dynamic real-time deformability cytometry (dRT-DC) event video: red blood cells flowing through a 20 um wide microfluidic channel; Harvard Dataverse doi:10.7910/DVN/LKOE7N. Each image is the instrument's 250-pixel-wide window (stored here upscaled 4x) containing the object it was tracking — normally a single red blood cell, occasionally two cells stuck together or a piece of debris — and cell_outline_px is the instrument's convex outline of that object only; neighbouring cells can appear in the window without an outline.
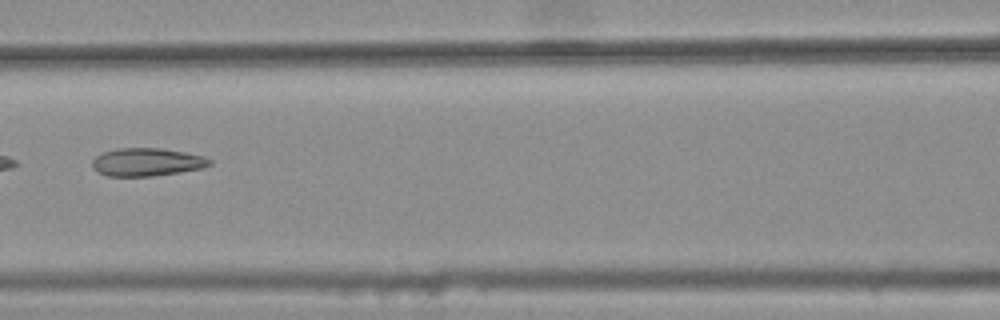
{"species": "common noctule bat (a hibernating species)", "species_latin": "Nyctalus noctula", "temperature_condition": "warm", "stored_images_in_passage": 3, "camera_frame_rate_fps": 3000, "um_per_image_px": 0.085, "animal": {"sex": "female", "body_mass_g": 25.1}, "frame": {"image": 1, "passage_image": 3, "time_ms": 0.667, "image_size_px": [1000, 320], "cell_outline_px": [[212, 164], [204, 168], [180, 172], [152, 176], [108, 176], [96, 172], [92, 168], [92, 160], [96, 156], [104, 152], [116, 148], [160, 148], [184, 152], [204, 156], [212, 160]], "centroid_in_image_um": [12.48, 13.78], "position_along_channel_um": 154.1, "area_um2": 19.31}}